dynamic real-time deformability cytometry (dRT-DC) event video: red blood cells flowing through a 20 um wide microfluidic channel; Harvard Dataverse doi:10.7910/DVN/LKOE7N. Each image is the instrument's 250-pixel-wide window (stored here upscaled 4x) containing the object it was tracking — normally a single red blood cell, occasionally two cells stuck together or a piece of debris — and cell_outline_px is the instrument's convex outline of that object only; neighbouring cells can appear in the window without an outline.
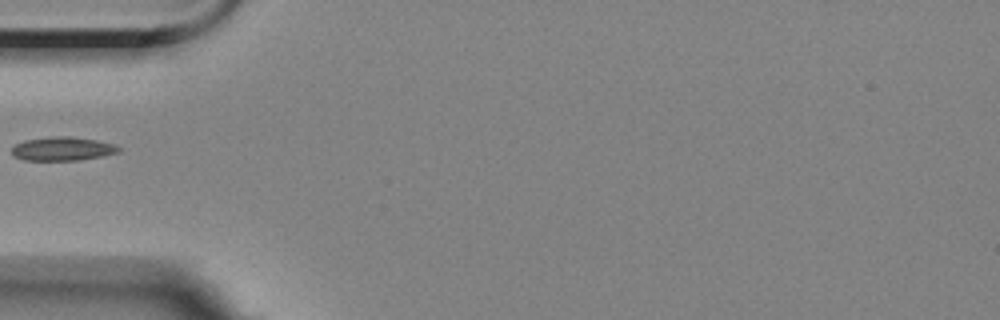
{"species": "Egyptian fruit bat (a non-hibernating species)", "species_latin": "Rousettus aegyptiacus", "temperature_condition": "room temperature", "stored_images_in_passage": 2, "camera_frame_rate_fps": 3000, "um_per_image_px": 0.085, "animal": {"sex": "female"}, "frame": {"image": 1, "passage_image": 1, "time_ms": 0.0, "image_size_px": [1000, 320], "cell_outline_px": [[120, 152], [80, 160], [24, 160], [12, 156], [12, 148], [16, 144], [24, 140], [52, 136], [72, 136], [96, 140], [112, 144], [120, 148]], "centroid_in_image_um": [5.28, 12.64], "position_along_channel_um": 79.7, "area_um2": 14.74}}
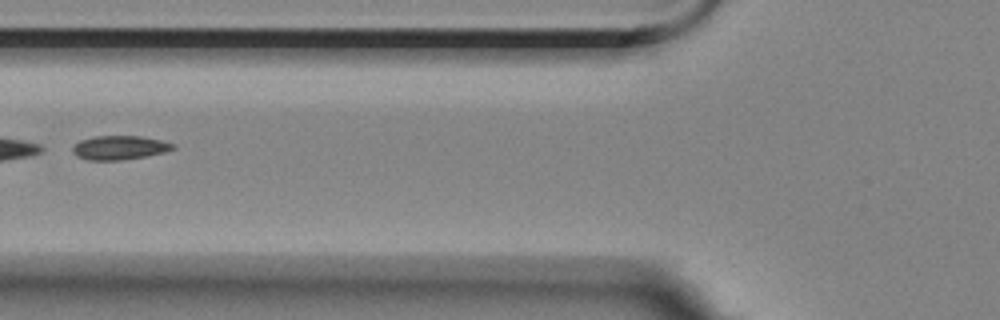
{"frame": {"image": 2, "passage_image": 2, "time_ms": 1.0, "image_size_px": [1000, 320], "cell_outline_px": [[176, 148], [164, 152], [144, 156], [120, 160], [88, 160], [76, 156], [72, 152], [72, 148], [80, 140], [96, 136], [140, 136], [160, 140], [176, 144]], "centroid_in_image_um": [10.15, 12.55], "position_along_channel_um": 115.6, "area_um2": 13.93}}